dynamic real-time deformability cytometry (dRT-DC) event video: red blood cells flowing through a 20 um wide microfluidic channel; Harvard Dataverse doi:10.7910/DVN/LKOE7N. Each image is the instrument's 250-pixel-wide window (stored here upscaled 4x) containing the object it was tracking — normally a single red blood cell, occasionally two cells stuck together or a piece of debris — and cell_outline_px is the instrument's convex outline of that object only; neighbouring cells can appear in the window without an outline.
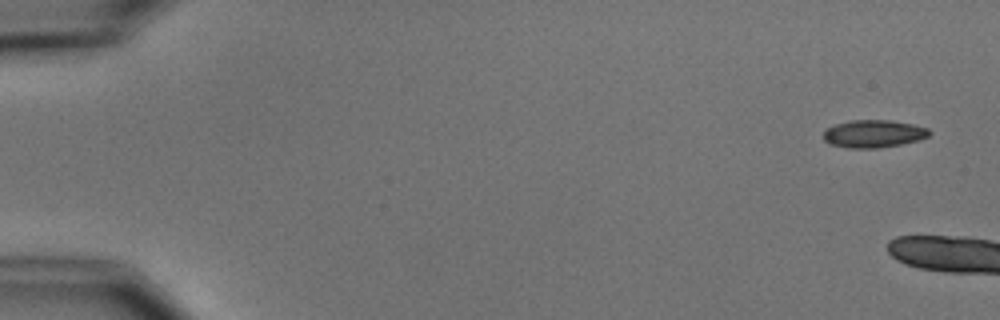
{"species": "common noctule bat (a hibernating species)", "species_latin": "Nyctalus noctula", "temperature_condition": "cold", "stored_images_in_passage": 9, "camera_frame_rate_fps": 3000, "um_per_image_px": 0.085, "animal": {"sex": "male", "body_mass_g": 15.6}, "frame": {"image": 1, "passage_image": 1, "time_ms": 0.0, "image_size_px": [1000, 320], "cell_outline_px": [[932, 132], [928, 136], [920, 140], [880, 148], [848, 148], [828, 144], [824, 140], [824, 132], [828, 128], [836, 124], [852, 120], [888, 120], [912, 124], [928, 128]], "centroid_in_image_um": [74.26, 11.38], "position_along_channel_um": 10.7, "area_um2": 17.05}}
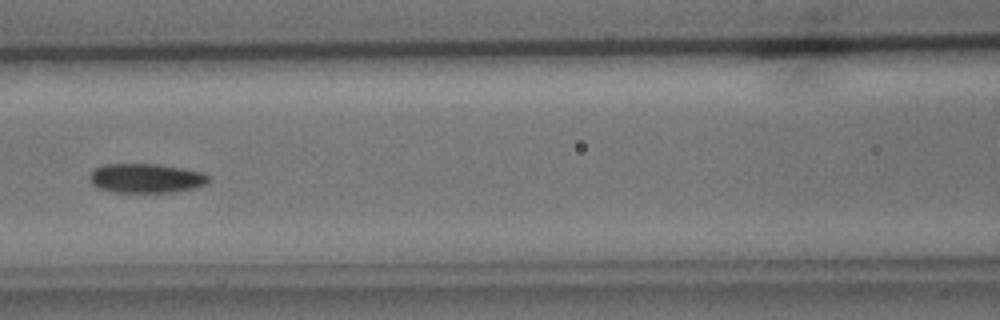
{"frame": {"image": 2, "passage_image": 9, "time_ms": 9.333, "image_size_px": [1000, 320], "cell_outline_px": [[208, 184], [196, 188], [176, 192], [112, 192], [100, 188], [92, 184], [88, 176], [96, 168], [104, 164], [160, 164], [204, 172], [208, 176]], "centroid_in_image_um": [12.45, 15.15], "position_along_channel_um": 154.2, "area_um2": 20.46}}